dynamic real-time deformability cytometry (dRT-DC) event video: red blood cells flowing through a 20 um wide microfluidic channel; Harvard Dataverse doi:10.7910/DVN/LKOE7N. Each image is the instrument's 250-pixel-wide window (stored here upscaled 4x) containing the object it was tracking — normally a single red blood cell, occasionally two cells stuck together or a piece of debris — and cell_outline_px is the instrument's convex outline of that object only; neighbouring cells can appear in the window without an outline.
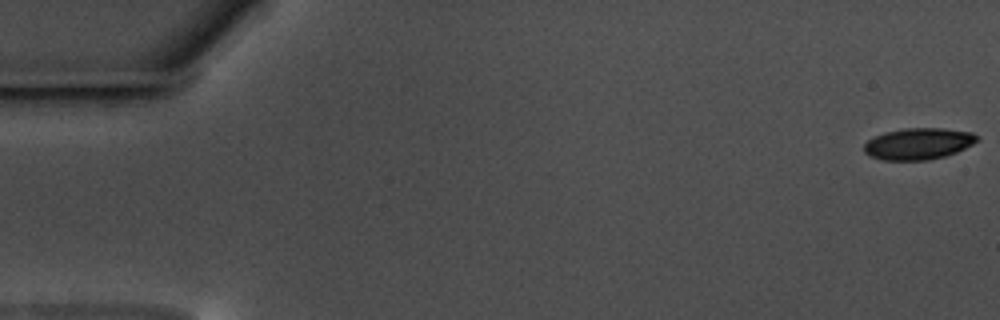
{"species": "common noctule bat (a hibernating species)", "species_latin": "Nyctalus noctula", "temperature_condition": "warm", "stored_images_in_passage": 60, "camera_frame_rate_fps": 3000, "um_per_image_px": 0.085, "animal": {"sex": "male", "body_mass_g": 17.5, "forearm_length_mm": 52.3}, "frame": {"image": 1, "passage_image": 1, "time_ms": 0.0, "image_size_px": [1000, 320], "cell_outline_px": [[980, 140], [956, 152], [944, 156], [928, 160], [884, 160], [868, 156], [864, 152], [864, 144], [868, 140], [884, 132], [904, 128], [944, 128], [972, 132], [980, 136]], "centroid_in_image_um": [78.07, 12.21], "position_along_channel_um": 6.9, "area_um2": 20.87}}
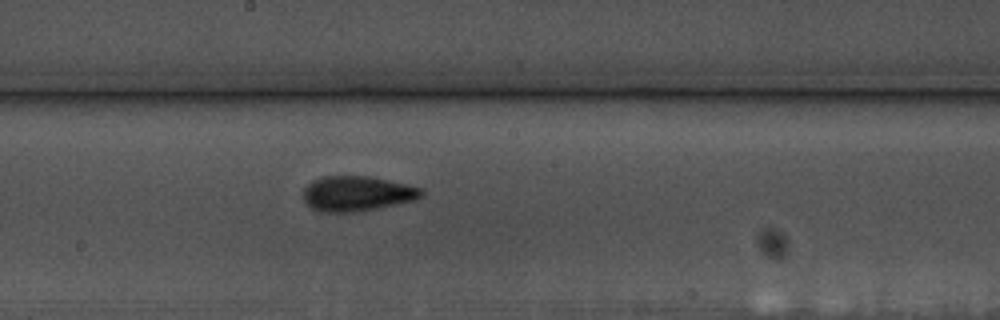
{"frame": {"image": 2, "passage_image": 32, "time_ms": 10.333, "image_size_px": [1000, 320], "cell_outline_px": [[424, 196], [416, 200], [376, 208], [352, 212], [320, 212], [312, 208], [304, 200], [304, 188], [312, 180], [320, 176], [368, 176], [388, 180], [424, 188]], "centroid_in_image_um": [30.37, 16.44], "position_along_channel_um": 217.8, "area_um2": 24.22}}
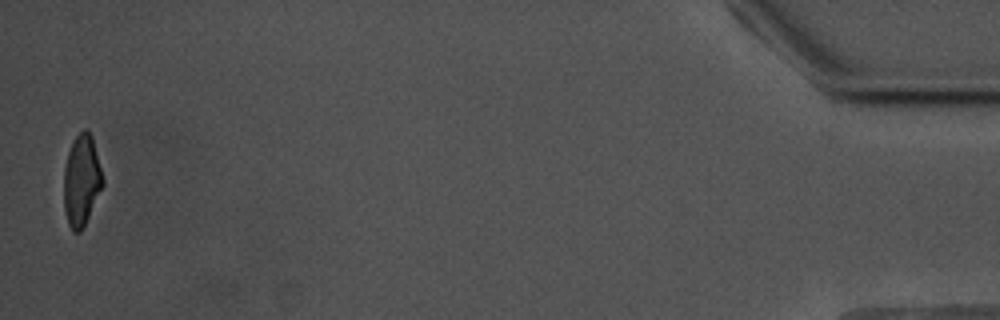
{"frame": {"image": 3, "passage_image": 58, "time_ms": 19.0, "image_size_px": [1000, 320], "cell_outline_px": [[104, 184], [80, 232], [72, 232], [68, 224], [64, 208], [64, 168], [68, 152], [76, 136], [84, 128], [92, 136], [104, 180]], "centroid_in_image_um": [6.93, 15.34], "position_along_channel_um": 428.3, "area_um2": 20.4}, "authors_computed_cell_mechanics": {"area_um2": 22.1374, "velocity_mm_per_s": 3.5145, "shape_relaxation_time_tau1_ms": 4.0081, "shape_relaxation_time_tau2_ms": 2.4788, "deformation_change_tau1": 0.1375, "deformation_change_tau2": 0.0865}}